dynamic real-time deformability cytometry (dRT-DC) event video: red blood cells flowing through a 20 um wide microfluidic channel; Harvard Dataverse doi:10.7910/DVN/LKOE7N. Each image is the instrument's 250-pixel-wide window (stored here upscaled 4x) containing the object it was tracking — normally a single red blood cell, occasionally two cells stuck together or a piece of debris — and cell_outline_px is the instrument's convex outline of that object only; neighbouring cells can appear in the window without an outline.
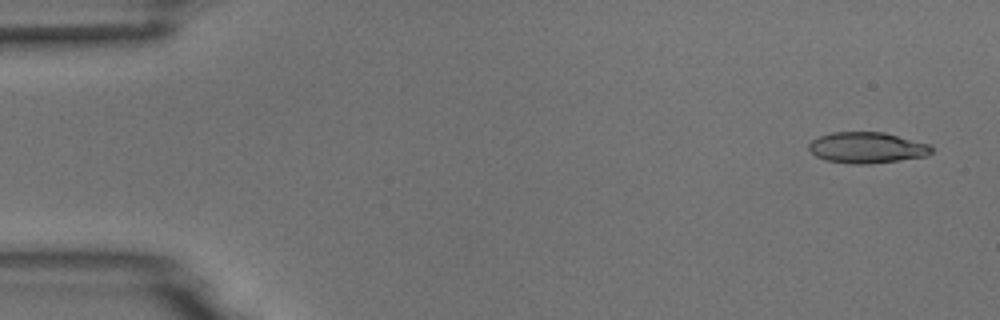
{"species": "common noctule bat (a hibernating species)", "species_latin": "Nyctalus noctula", "temperature_condition": "room temperature", "stored_images_in_passage": 54, "camera_frame_rate_fps": 3000, "um_per_image_px": 0.085, "animal": {"sex": "male", "body_mass_g": 18.8}, "frame": {"image": 1, "passage_image": 3, "time_ms": 0.667, "image_size_px": [1000, 320], "cell_outline_px": [[936, 148], [928, 156], [868, 164], [852, 164], [824, 160], [816, 156], [808, 148], [808, 144], [812, 140], [820, 136], [832, 132], [884, 132], [932, 144]], "centroid_in_image_um": [73.74, 12.55], "position_along_channel_um": 11.3, "area_um2": 22.43}}
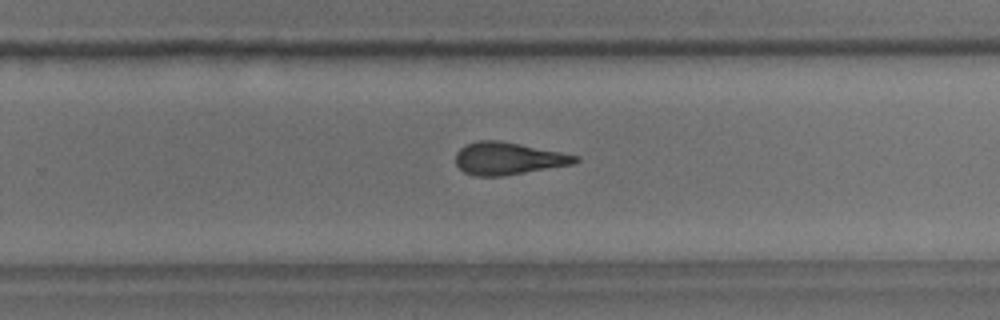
{"frame": {"image": 2, "passage_image": 35, "time_ms": 11.333, "image_size_px": [1000, 320], "cell_outline_px": [[580, 160], [572, 164], [504, 176], [476, 176], [464, 172], [456, 164], [456, 152], [464, 144], [480, 140], [500, 140], [580, 156]], "centroid_in_image_um": [43.17, 13.47], "position_along_channel_um": 286.6, "area_um2": 22.54}}
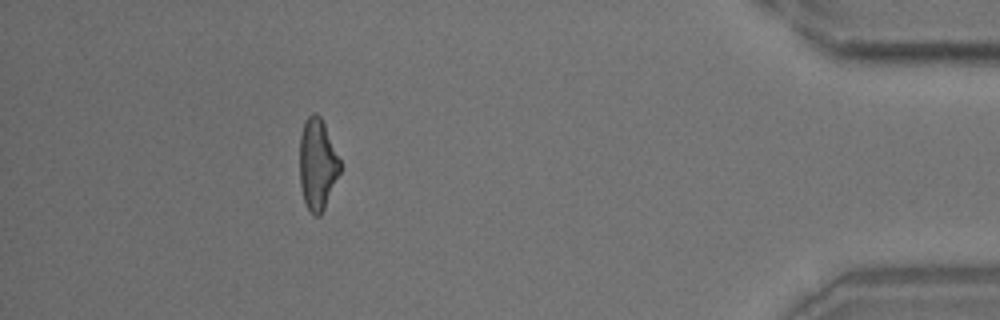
{"frame": {"image": 3, "passage_image": 49, "time_ms": 16.0, "image_size_px": [1000, 320], "cell_outline_px": [[340, 172], [324, 208], [320, 216], [312, 216], [304, 200], [300, 184], [300, 136], [304, 120], [312, 112], [316, 112], [320, 116], [324, 124], [340, 160]], "centroid_in_image_um": [26.96, 13.95], "position_along_channel_um": 408.2, "area_um2": 21.33}, "authors_computed_cell_mechanics": {"area_um2": 22.5709, "velocity_mm_per_s": 3.7314, "shape_relaxation_time_tau1_ms": 7.7116, "shape_relaxation_time_tau2_ms": 2.0645, "deformation_change_tau1": 0.2299, "deformation_change_tau2": 0.1276}}